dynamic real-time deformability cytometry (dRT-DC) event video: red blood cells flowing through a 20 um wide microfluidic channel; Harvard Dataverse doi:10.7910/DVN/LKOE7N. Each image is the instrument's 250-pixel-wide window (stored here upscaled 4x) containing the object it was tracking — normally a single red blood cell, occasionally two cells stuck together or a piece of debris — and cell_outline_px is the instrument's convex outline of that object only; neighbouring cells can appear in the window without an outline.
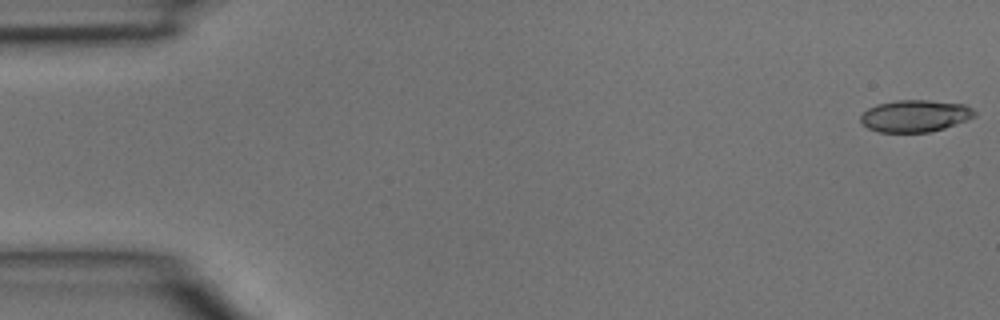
{"species": "common noctule bat (a hibernating species)", "species_latin": "Nyctalus noctula", "temperature_condition": "room temperature", "stored_images_in_passage": 2, "camera_frame_rate_fps": 3000, "um_per_image_px": 0.085, "animal": {"sex": "male", "body_mass_g": 15.6}, "frame": {"image": 1, "passage_image": 2, "time_ms": 0.333, "image_size_px": [1000, 320], "cell_outline_px": [[976, 116], [944, 128], [928, 132], [880, 132], [868, 128], [860, 120], [860, 116], [868, 108], [876, 104], [896, 100], [928, 100], [964, 104], [972, 108], [976, 112]], "centroid_in_image_um": [77.78, 9.84], "position_along_channel_um": 7.2, "area_um2": 21.15}}